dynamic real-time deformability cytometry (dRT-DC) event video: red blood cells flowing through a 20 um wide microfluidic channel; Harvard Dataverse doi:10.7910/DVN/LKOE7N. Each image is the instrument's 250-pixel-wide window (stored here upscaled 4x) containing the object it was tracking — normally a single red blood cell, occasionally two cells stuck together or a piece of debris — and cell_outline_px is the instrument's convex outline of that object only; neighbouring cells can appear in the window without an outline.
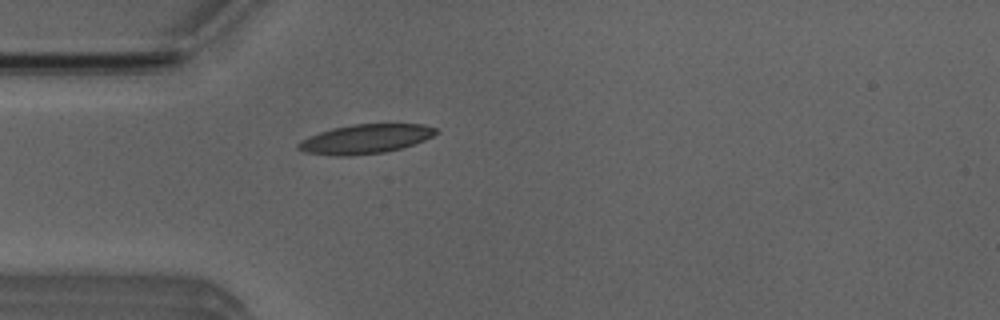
{"species": "Egyptian fruit bat (a non-hibernating species)", "species_latin": "Rousettus aegyptiacus", "temperature_condition": "room temperature", "stored_images_in_passage": 1, "camera_frame_rate_fps": 3000, "um_per_image_px": 0.085, "animal": {"sex": "male"}, "frame": {"image": 1, "passage_image": 1, "time_ms": 0.0, "image_size_px": [1000, 320], "cell_outline_px": [[440, 132], [424, 140], [400, 148], [384, 152], [348, 156], [336, 156], [304, 152], [296, 148], [296, 144], [300, 140], [320, 132], [332, 128], [352, 124], [424, 124], [436, 128]], "centroid_in_image_um": [31.03, 11.81], "position_along_channel_um": 54.0, "area_um2": 23.47}}